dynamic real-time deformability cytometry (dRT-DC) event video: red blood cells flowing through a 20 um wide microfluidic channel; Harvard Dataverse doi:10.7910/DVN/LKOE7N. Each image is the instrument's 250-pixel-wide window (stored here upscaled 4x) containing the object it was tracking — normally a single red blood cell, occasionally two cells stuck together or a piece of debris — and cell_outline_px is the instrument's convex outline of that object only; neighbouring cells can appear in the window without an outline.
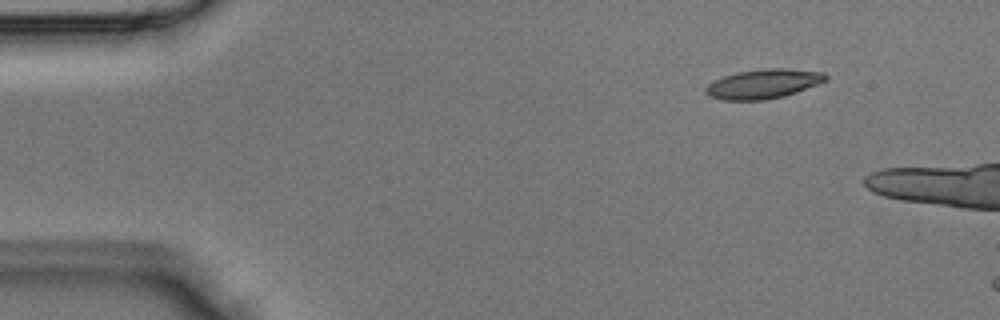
{"species": "Egyptian fruit bat (a non-hibernating species)", "species_latin": "Rousettus aegyptiacus", "temperature_condition": "room temperature", "stored_images_in_passage": 4, "camera_frame_rate_fps": 3000, "um_per_image_px": 0.085, "animal": {"sex": "male"}, "frame": {"image": 1, "passage_image": 2, "time_ms": 0.333, "image_size_px": [1000, 320], "cell_outline_px": [[828, 80], [796, 92], [784, 96], [764, 100], [724, 100], [708, 96], [704, 92], [704, 88], [708, 84], [724, 76], [736, 72], [764, 68], [784, 68], [824, 72], [828, 76]], "centroid_in_image_um": [64.88, 7.12], "position_along_channel_um": 20.1, "area_um2": 20.63}}